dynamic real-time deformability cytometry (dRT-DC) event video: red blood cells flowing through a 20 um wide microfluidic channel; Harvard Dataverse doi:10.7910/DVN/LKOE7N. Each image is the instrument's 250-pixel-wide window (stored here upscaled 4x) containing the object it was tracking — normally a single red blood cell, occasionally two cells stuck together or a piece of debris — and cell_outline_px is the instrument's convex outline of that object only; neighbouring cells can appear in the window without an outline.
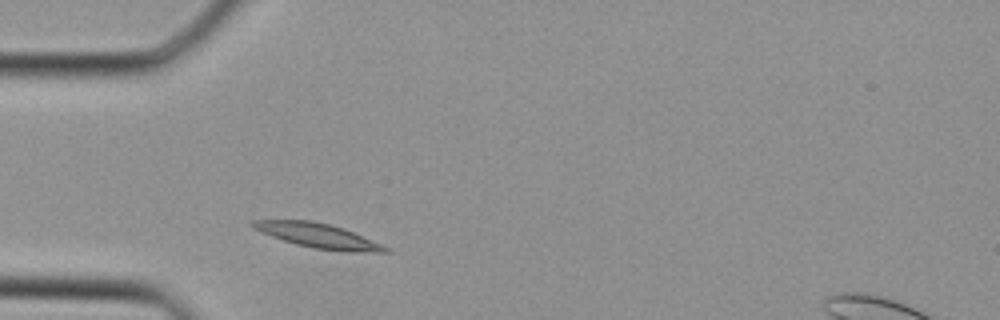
{"species": "Egyptian fruit bat (a non-hibernating species)", "species_latin": "Rousettus aegyptiacus", "temperature_condition": "cold", "stored_images_in_passage": 23, "camera_frame_rate_fps": 3000, "um_per_image_px": 0.085, "animal": {"sex": "female"}, "frame": {"image": 1, "passage_image": 3, "time_ms": 0.667, "image_size_px": [1000, 320], "cell_outline_px": [[392, 252], [348, 252], [316, 248], [296, 244], [260, 232], [252, 228], [248, 224], [252, 220], [312, 220], [344, 228], [380, 244], [388, 248]], "centroid_in_image_um": [26.99, 20.02], "position_along_channel_um": 58.0, "area_um2": 18.79}}
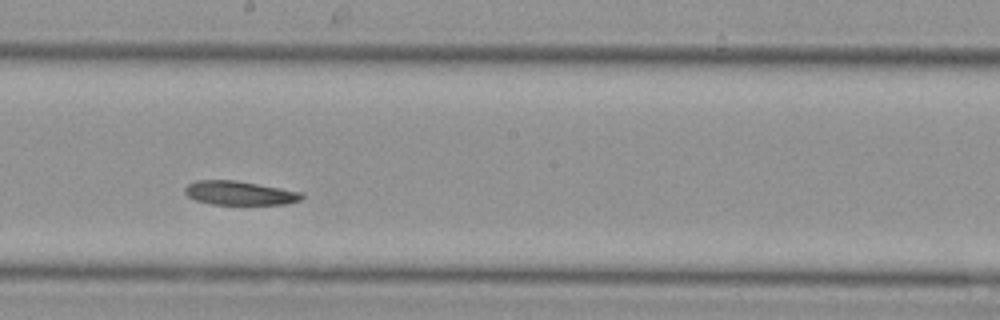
{"frame": {"image": 2, "passage_image": 13, "time_ms": 4.0, "image_size_px": [1000, 320], "cell_outline_px": [[304, 196], [300, 200], [288, 204], [212, 204], [196, 200], [188, 196], [184, 192], [184, 188], [188, 184], [196, 180], [236, 180], [304, 192]], "centroid_in_image_um": [20.39, 16.4], "position_along_channel_um": 227.8, "area_um2": 16.36}}
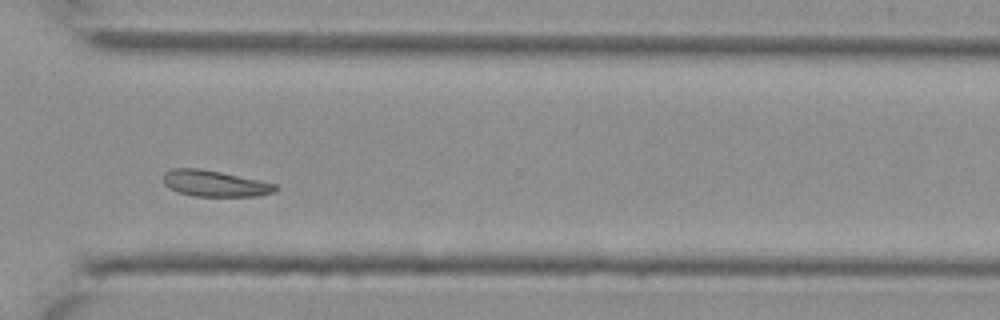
{"frame": {"image": 3, "passage_image": 20, "time_ms": 6.333, "image_size_px": [1000, 320], "cell_outline_px": [[280, 188], [272, 192], [260, 196], [192, 196], [168, 188], [164, 184], [164, 172], [172, 168], [200, 168], [220, 172], [276, 184]], "centroid_in_image_um": [18.24, 15.6], "position_along_channel_um": 352.4, "area_um2": 16.99}}